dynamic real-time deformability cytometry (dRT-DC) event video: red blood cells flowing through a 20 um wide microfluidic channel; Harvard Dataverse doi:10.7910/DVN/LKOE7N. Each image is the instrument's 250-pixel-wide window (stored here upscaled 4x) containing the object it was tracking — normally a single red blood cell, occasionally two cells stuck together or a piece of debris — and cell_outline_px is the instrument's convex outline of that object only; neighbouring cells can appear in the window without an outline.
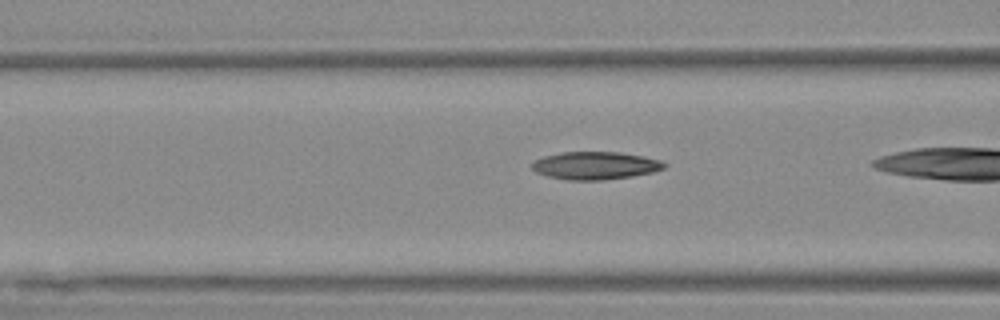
{"species": "Egyptian fruit bat (a non-hibernating species)", "species_latin": "Rousettus aegyptiacus", "temperature_condition": "warm", "stored_images_in_passage": 27, "camera_frame_rate_fps": 3000, "um_per_image_px": 0.085, "animal": {"sex": "female"}, "frame": {"image": 1, "passage_image": 6, "time_ms": 1.667, "image_size_px": [1000, 320], "cell_outline_px": [[668, 164], [664, 168], [652, 172], [632, 176], [600, 180], [568, 180], [548, 176], [536, 172], [532, 168], [532, 164], [536, 160], [544, 156], [564, 152], [620, 152], [644, 156], [660, 160]], "centroid_in_image_um": [50.62, 14.07], "position_along_channel_um": 116.0, "area_um2": 21.27}}